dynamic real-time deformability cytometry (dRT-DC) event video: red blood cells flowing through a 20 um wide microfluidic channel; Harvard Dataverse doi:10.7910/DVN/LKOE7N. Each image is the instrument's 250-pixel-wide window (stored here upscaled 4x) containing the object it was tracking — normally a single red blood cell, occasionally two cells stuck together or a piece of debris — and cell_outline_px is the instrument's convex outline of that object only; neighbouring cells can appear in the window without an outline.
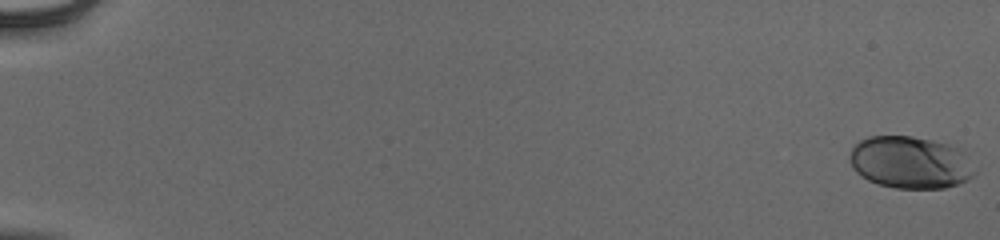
{"species": "human", "species_latin": "Homo sapiens", "temperature_condition": "cold", "stored_images_in_passage": 55, "camera_frame_rate_fps": 3000, "um_per_image_px": 0.085, "donor": {"sex": "male"}, "frame": {"image": 1, "passage_image": 1, "time_ms": 0.0, "image_size_px": [1000, 240], "cell_outline_px": [[976, 172], [968, 180], [944, 188], [896, 188], [880, 184], [868, 180], [860, 176], [852, 168], [848, 156], [852, 148], [860, 140], [868, 136], [912, 136], [932, 140], [948, 144], [964, 152]], "centroid_in_image_um": [77.34, 13.8], "position_along_channel_um": 7.7, "area_um2": 38.03}}
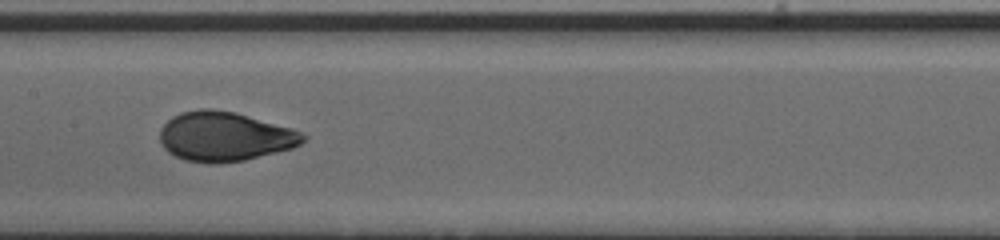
{"frame": {"image": 2, "passage_image": 31, "time_ms": 10.0, "image_size_px": [1000, 240], "cell_outline_px": [[308, 136], [300, 144], [292, 148], [244, 160], [216, 164], [208, 164], [184, 160], [168, 152], [164, 148], [160, 140], [160, 128], [172, 116], [180, 112], [200, 108], [212, 108], [236, 112], [292, 128]], "centroid_in_image_um": [19.07, 11.59], "position_along_channel_um": 188.3, "area_um2": 41.5}}
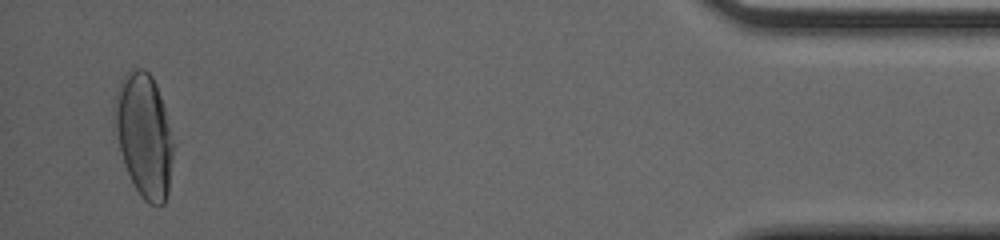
{"frame": {"image": 3, "passage_image": 54, "time_ms": 17.667, "image_size_px": [1000, 240], "cell_outline_px": [[172, 156], [168, 192], [164, 204], [148, 204], [140, 196], [124, 164], [112, 128], [112, 112], [116, 92], [120, 80], [128, 72], [136, 68], [144, 68], [152, 76], [156, 84], [164, 108], [172, 144]], "centroid_in_image_um": [12.18, 11.47], "position_along_channel_um": 423.0, "area_um2": 42.25}, "authors_computed_cell_mechanics": {"area_um2": 40.0554, "velocity_mm_per_s": 3.9233, "shape_relaxation_time_tau1_ms": 4.6238, "shape_relaxation_time_tau2_ms": null, "deformation_change_tau1": 0.2023, "deformation_change_tau2": null}}